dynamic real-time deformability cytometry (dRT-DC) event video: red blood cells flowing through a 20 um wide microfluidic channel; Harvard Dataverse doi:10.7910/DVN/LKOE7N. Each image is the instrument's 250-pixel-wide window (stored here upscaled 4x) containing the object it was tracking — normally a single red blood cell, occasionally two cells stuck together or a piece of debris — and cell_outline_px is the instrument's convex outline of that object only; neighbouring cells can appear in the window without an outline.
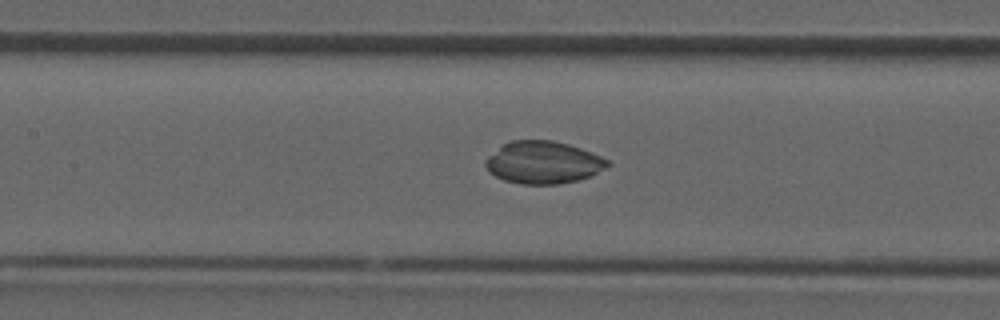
{"species": "common noctule bat (a hibernating species)", "species_latin": "Nyctalus noctula", "temperature_condition": "room temperature", "stored_images_in_passage": 36, "camera_frame_rate_fps": 3000, "um_per_image_px": 0.085, "animal": {"sex": "male", "forearm_length_mm": 52.5}, "frame": {"image": 1, "passage_image": 16, "time_ms": 5.0, "image_size_px": [1000, 320], "cell_outline_px": [[612, 164], [588, 176], [576, 180], [560, 184], [520, 184], [504, 180], [488, 172], [484, 164], [484, 160], [488, 156], [504, 144], [512, 140], [552, 140], [568, 144], [592, 152], [608, 160]], "centroid_in_image_um": [46.14, 13.81], "position_along_channel_um": 161.3, "area_um2": 30.0}}